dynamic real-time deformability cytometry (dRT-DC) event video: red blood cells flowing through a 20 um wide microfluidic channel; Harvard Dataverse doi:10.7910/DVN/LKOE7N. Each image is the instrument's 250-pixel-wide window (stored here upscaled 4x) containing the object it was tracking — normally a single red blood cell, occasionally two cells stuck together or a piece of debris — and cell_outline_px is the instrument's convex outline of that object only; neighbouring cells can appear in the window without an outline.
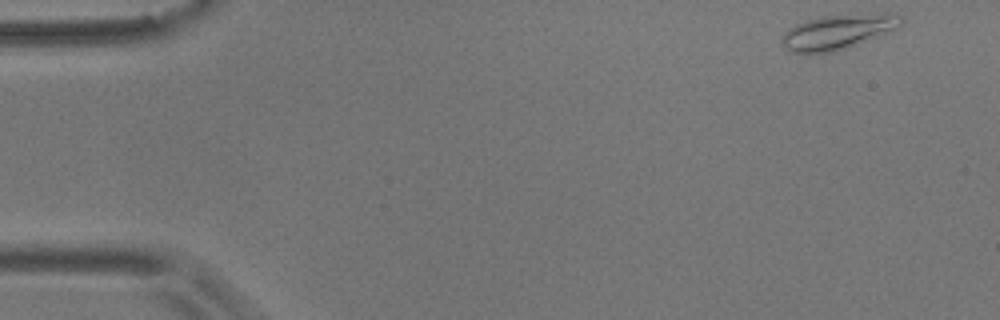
{"species": "common noctule bat (a hibernating species)", "species_latin": "Nyctalus noctula", "temperature_condition": "room temperature", "stored_images_in_passage": 53, "camera_frame_rate_fps": 3000, "um_per_image_px": 0.085, "animal": {"sex": "male", "body_mass_g": 17.9}, "frame": {"image": 1, "passage_image": 1, "time_ms": 0.0, "image_size_px": [1000, 320], "cell_outline_px": [[904, 20], [900, 28], [832, 52], [788, 52], [780, 44], [780, 36], [784, 32], [796, 24], [820, 16], [888, 12], [904, 16]], "centroid_in_image_um": [71.23, 2.67], "position_along_channel_um": 13.8, "area_um2": 24.28}}
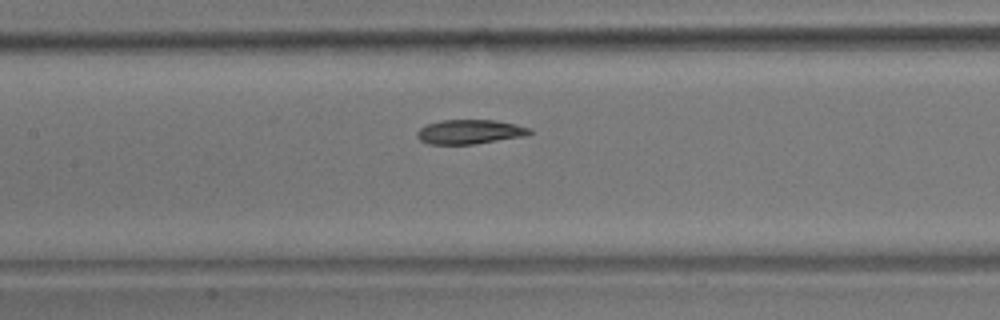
{"frame": {"image": 2, "passage_image": 23, "time_ms": 7.333, "image_size_px": [1000, 320], "cell_outline_px": [[532, 132], [528, 136], [476, 144], [428, 144], [420, 140], [416, 136], [416, 132], [420, 128], [428, 124], [440, 120], [492, 120], [516, 124], [532, 128]], "centroid_in_image_um": [39.97, 11.21], "position_along_channel_um": 167.4, "area_um2": 16.18}}
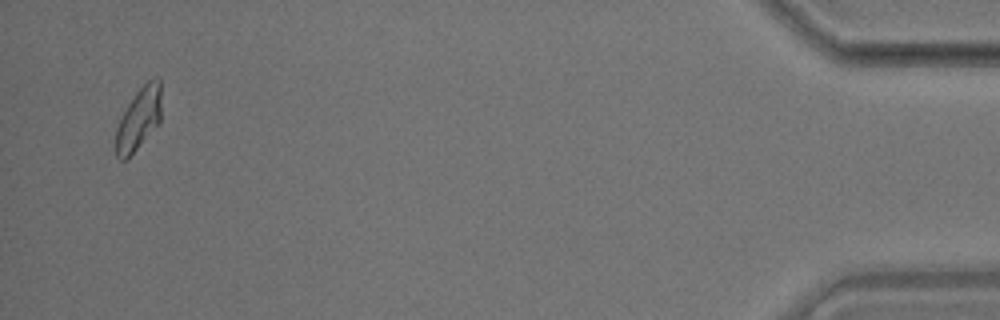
{"frame": {"image": 3, "passage_image": 51, "time_ms": 16.667, "image_size_px": [1000, 320], "cell_outline_px": [[160, 124], [124, 160], [120, 160], [116, 156], [116, 128], [128, 104], [136, 92], [148, 80], [156, 76], [160, 76]], "centroid_in_image_um": [11.81, 10.07], "position_along_channel_um": 423.4, "area_um2": 16.24}, "authors_computed_cell_mechanics": {"area_um2": 16.9354, "velocity_mm_per_s": 3.6198, "shape_relaxation_time_tau1_ms": 5.5221, "shape_relaxation_time_tau2_ms": 4.0572, "deformation_change_tau1": 0.1441, "deformation_change_tau2": 0.0707}}